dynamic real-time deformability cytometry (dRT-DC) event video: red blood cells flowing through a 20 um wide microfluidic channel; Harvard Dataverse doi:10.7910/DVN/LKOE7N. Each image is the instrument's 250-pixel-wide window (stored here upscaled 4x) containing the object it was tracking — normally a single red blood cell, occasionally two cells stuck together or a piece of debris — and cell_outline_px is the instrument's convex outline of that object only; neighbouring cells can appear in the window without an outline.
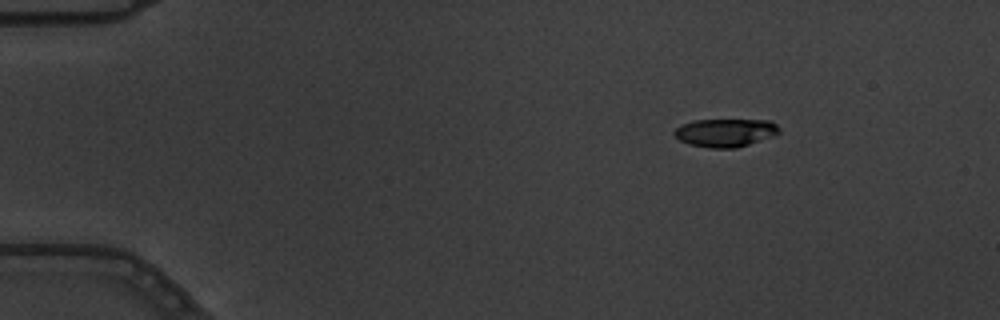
{"species": "common noctule bat (a hibernating species)", "species_latin": "Nyctalus noctula", "temperature_condition": "warm", "stored_images_in_passage": 9, "camera_frame_rate_fps": 3000, "um_per_image_px": 0.085, "animal": {"sex": "male", "body_mass_g": 19.5, "forearm_length_mm": 54.6}, "frame": {"image": 1, "passage_image": 1, "time_ms": 0.0, "image_size_px": [1000, 320], "cell_outline_px": [[780, 132], [772, 136], [736, 148], [712, 148], [688, 144], [680, 140], [672, 132], [680, 124], [696, 120], [768, 120], [776, 124], [780, 128]], "centroid_in_image_um": [61.63, 11.27], "position_along_channel_um": 23.4, "area_um2": 17.11}}
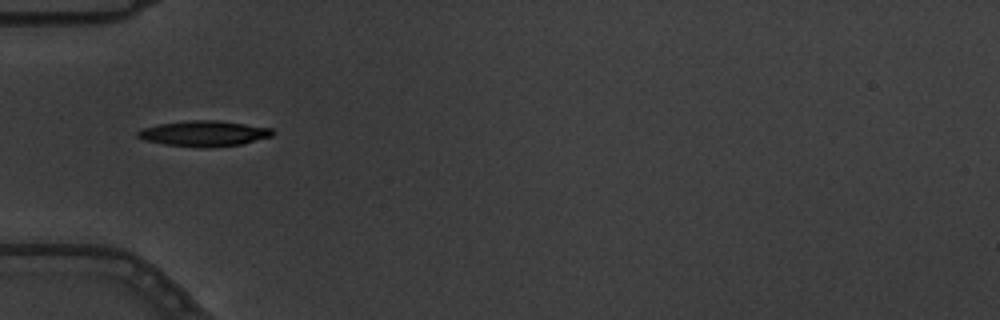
{"frame": {"image": 2, "passage_image": 4, "time_ms": 1.0, "image_size_px": [1000, 320], "cell_outline_px": [[276, 132], [272, 136], [244, 144], [212, 148], [200, 148], [164, 144], [144, 140], [136, 136], [136, 132], [144, 128], [160, 124], [192, 120], [216, 120], [272, 128]], "centroid_in_image_um": [17.38, 11.36], "position_along_channel_um": 67.6, "area_um2": 20.23}}